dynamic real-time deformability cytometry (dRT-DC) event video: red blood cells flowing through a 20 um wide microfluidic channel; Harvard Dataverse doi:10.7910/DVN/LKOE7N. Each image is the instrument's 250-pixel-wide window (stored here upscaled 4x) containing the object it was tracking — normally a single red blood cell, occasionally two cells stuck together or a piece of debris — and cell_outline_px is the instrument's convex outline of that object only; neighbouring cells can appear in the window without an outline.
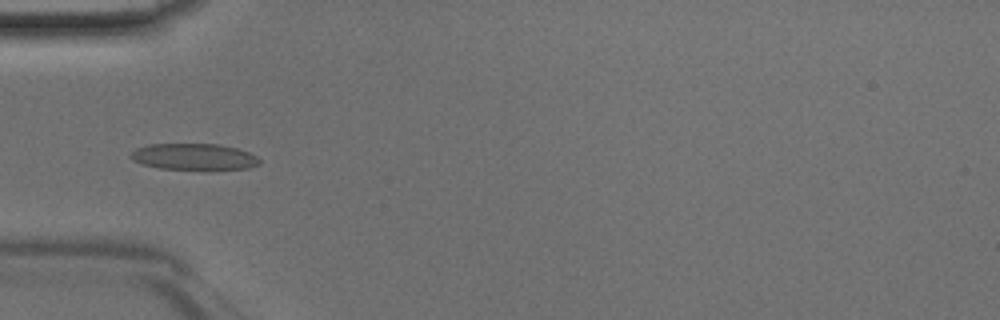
{"species": "Egyptian fruit bat (a non-hibernating species)", "species_latin": "Rousettus aegyptiacus", "temperature_condition": "room temperature", "stored_images_in_passage": 46, "camera_frame_rate_fps": 3000, "um_per_image_px": 0.085, "animal": {"sex": "male"}, "frame": {"image": 1, "passage_image": 15, "time_ms": 4.667, "image_size_px": [1000, 320], "cell_outline_px": [[260, 164], [248, 168], [160, 168], [144, 164], [132, 160], [128, 156], [136, 148], [148, 144], [220, 144], [236, 148], [248, 152], [256, 156], [260, 160]], "centroid_in_image_um": [16.46, 13.29], "position_along_channel_um": 68.5, "area_um2": 19.31}}
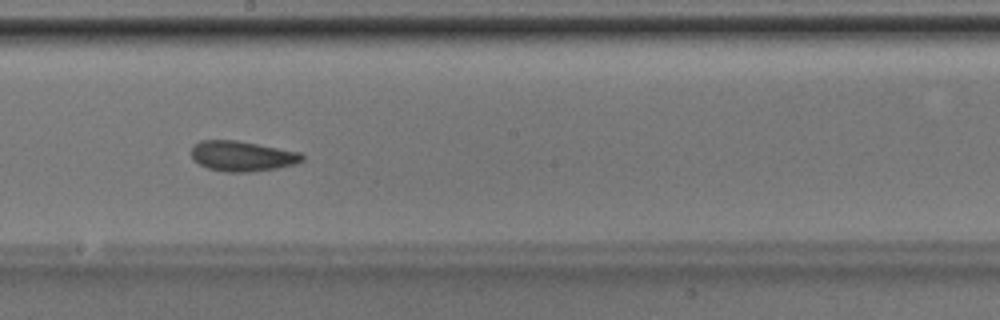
{"frame": {"image": 2, "passage_image": 26, "time_ms": 8.333, "image_size_px": [1000, 320], "cell_outline_px": [[304, 160], [296, 164], [276, 168], [244, 172], [224, 172], [208, 168], [192, 160], [192, 148], [200, 140], [236, 140], [300, 152], [304, 156]], "centroid_in_image_um": [20.58, 13.27], "position_along_channel_um": 227.6, "area_um2": 19.42}}
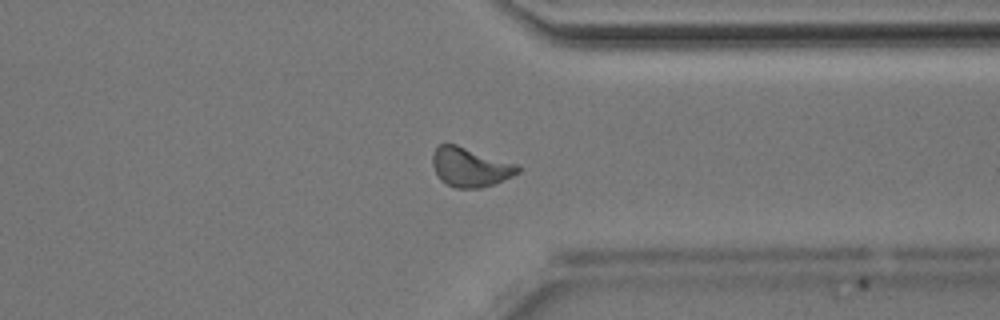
{"frame": {"image": 3, "passage_image": 36, "time_ms": 11.667, "image_size_px": [1000, 320], "cell_outline_px": [[520, 172], [504, 180], [480, 188], [456, 188], [440, 180], [432, 164], [432, 156], [436, 148], [440, 144], [456, 144], [520, 164]], "centroid_in_image_um": [40.0, 14.2], "position_along_channel_um": 371.4, "area_um2": 19.59}}